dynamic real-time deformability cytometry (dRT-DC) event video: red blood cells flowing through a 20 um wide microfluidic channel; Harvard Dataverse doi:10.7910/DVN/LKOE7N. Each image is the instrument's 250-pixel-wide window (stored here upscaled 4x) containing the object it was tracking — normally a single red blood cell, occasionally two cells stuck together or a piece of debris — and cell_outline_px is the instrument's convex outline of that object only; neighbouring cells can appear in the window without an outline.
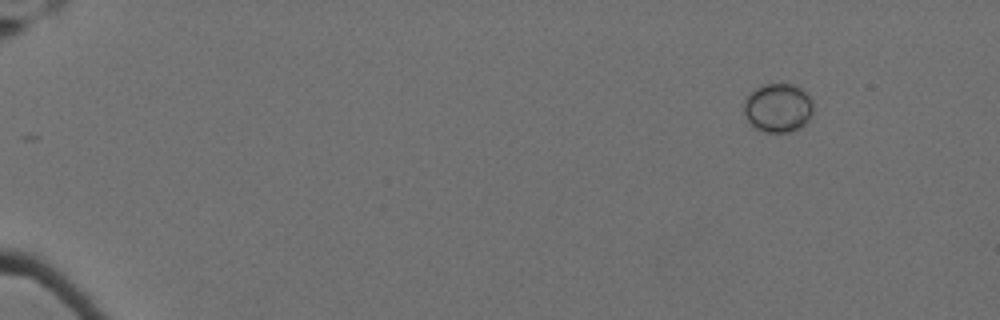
{"species": "Egyptian fruit bat (a non-hibernating species)", "species_latin": "Rousettus aegyptiacus", "temperature_condition": "cold", "stored_images_in_passage": 17, "camera_frame_rate_fps": 3000, "um_per_image_px": 0.085, "animal": {"sex": "female"}, "frame": {"image": 1, "passage_image": 1, "time_ms": 0.0, "image_size_px": [1000, 320], "cell_outline_px": [[816, 104], [812, 116], [800, 128], [792, 132], [764, 132], [756, 128], [748, 120], [744, 112], [744, 100], [756, 88], [764, 84], [792, 84], [800, 88], [812, 96]], "centroid_in_image_um": [66.2, 9.16], "position_along_channel_um": 18.8, "area_um2": 20.06}}
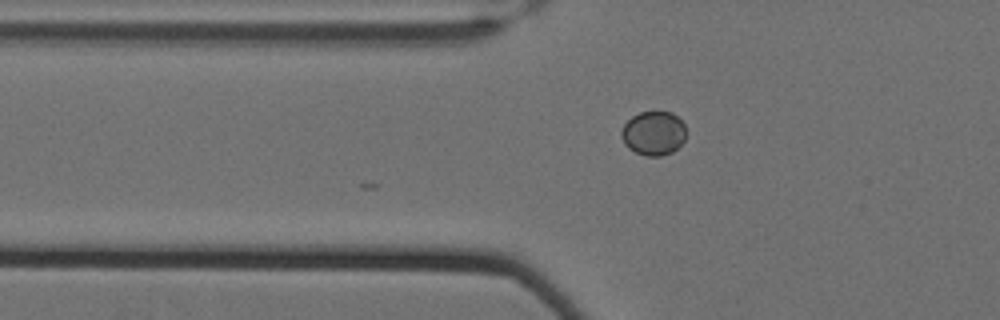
{"frame": {"image": 2, "passage_image": 17, "time_ms": 5.333, "image_size_px": [1000, 320], "cell_outline_px": [[684, 140], [672, 152], [660, 156], [644, 156], [628, 148], [624, 144], [620, 136], [620, 132], [624, 124], [632, 116], [640, 112], [672, 112], [684, 124]], "centroid_in_image_um": [55.51, 11.33], "position_along_channel_um": 70.3, "area_um2": 16.53}}